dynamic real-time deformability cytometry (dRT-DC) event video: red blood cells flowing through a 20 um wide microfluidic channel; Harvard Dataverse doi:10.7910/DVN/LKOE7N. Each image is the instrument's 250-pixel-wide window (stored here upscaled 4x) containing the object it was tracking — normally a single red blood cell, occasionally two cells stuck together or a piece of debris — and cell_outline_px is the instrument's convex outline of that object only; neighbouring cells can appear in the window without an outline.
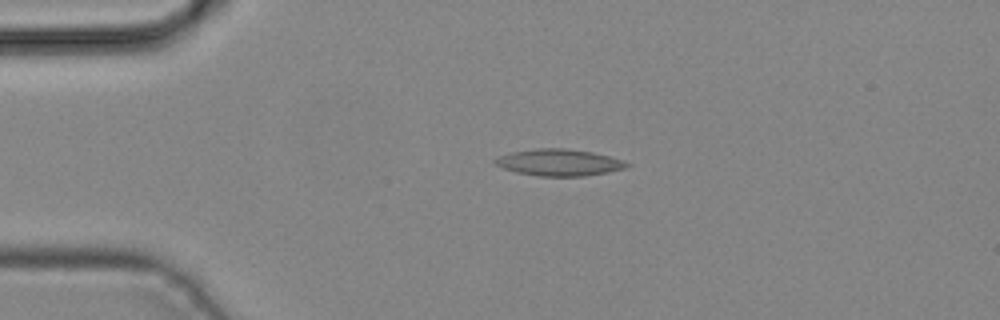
{"species": "common noctule bat (a hibernating species)", "species_latin": "Nyctalus noctula", "temperature_condition": "cold", "stored_images_in_passage": 4, "camera_frame_rate_fps": 3000, "um_per_image_px": 0.085, "animal": {"sex": "male", "body_mass_g": 19.2, "forearm_length_mm": 51.8}, "frame": {"image": 1, "passage_image": 2, "time_ms": 0.333, "image_size_px": [1000, 320], "cell_outline_px": [[632, 164], [628, 168], [608, 172], [584, 176], [540, 176], [516, 172], [504, 168], [496, 164], [492, 160], [500, 156], [512, 152], [536, 148], [564, 148], [592, 152], [624, 160]], "centroid_in_image_um": [47.57, 13.81], "position_along_channel_um": 37.4, "area_um2": 20.46}}
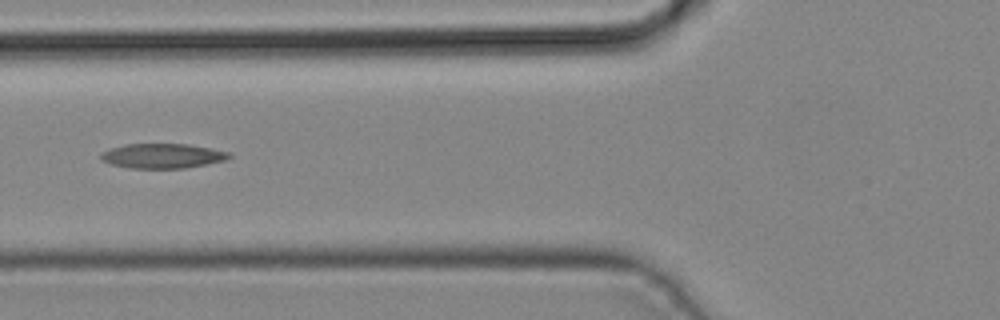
{"frame": {"image": 2, "passage_image": 4, "time_ms": 1.0, "image_size_px": [1000, 320], "cell_outline_px": [[232, 156], [224, 160], [184, 168], [128, 168], [112, 164], [100, 160], [100, 152], [108, 148], [124, 144], [188, 144], [232, 152]], "centroid_in_image_um": [13.76, 13.24], "position_along_channel_um": 112.0, "area_um2": 18.55}}